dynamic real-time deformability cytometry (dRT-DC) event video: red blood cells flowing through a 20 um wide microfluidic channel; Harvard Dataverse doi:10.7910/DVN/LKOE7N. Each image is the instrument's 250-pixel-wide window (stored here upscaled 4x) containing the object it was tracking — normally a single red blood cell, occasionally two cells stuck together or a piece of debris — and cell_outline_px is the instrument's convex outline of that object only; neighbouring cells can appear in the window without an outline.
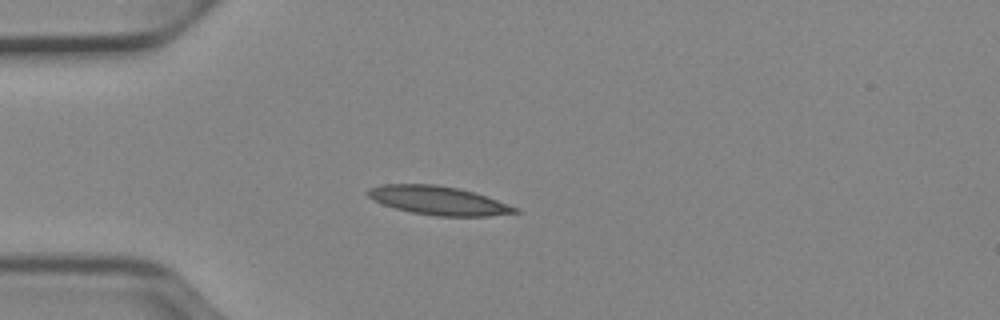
{"species": "Egyptian fruit bat (a non-hibernating species)", "species_latin": "Rousettus aegyptiacus", "temperature_condition": "cold", "stored_images_in_passage": 4, "camera_frame_rate_fps": 3000, "um_per_image_px": 0.085, "animal": {"sex": "female"}, "frame": {"image": 1, "passage_image": 1, "time_ms": 0.0, "image_size_px": [1000, 320], "cell_outline_px": [[520, 212], [488, 216], [436, 216], [412, 212], [396, 208], [372, 200], [364, 192], [368, 188], [380, 184], [436, 184], [460, 188], [476, 192], [520, 208]], "centroid_in_image_um": [37.27, 17.03], "position_along_channel_um": 47.7, "area_um2": 24.85}}